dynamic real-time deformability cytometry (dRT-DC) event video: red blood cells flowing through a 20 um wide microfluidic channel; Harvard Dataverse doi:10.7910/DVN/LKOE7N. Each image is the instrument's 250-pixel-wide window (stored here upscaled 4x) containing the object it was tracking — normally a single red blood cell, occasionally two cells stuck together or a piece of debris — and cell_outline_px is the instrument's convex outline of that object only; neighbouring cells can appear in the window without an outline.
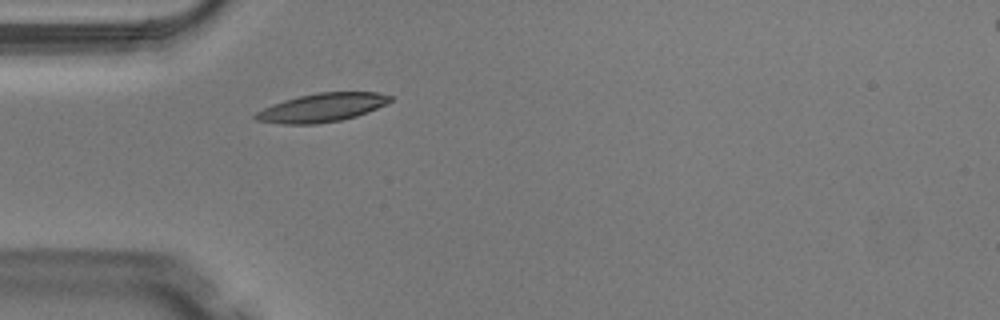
{"species": "Egyptian fruit bat (a non-hibernating species)", "species_latin": "Rousettus aegyptiacus", "temperature_condition": "warm", "stored_images_in_passage": 5, "camera_frame_rate_fps": 3000, "um_per_image_px": 0.085, "animal": {"sex": "male"}, "frame": {"image": 1, "passage_image": 5, "time_ms": 1.333, "image_size_px": [1000, 320], "cell_outline_px": [[392, 100], [368, 112], [356, 116], [340, 120], [316, 124], [280, 124], [256, 120], [252, 116], [256, 112], [272, 104], [284, 100], [316, 92], [376, 92], [392, 96]], "centroid_in_image_um": [27.33, 9.15], "position_along_channel_um": 57.7, "area_um2": 22.31}}